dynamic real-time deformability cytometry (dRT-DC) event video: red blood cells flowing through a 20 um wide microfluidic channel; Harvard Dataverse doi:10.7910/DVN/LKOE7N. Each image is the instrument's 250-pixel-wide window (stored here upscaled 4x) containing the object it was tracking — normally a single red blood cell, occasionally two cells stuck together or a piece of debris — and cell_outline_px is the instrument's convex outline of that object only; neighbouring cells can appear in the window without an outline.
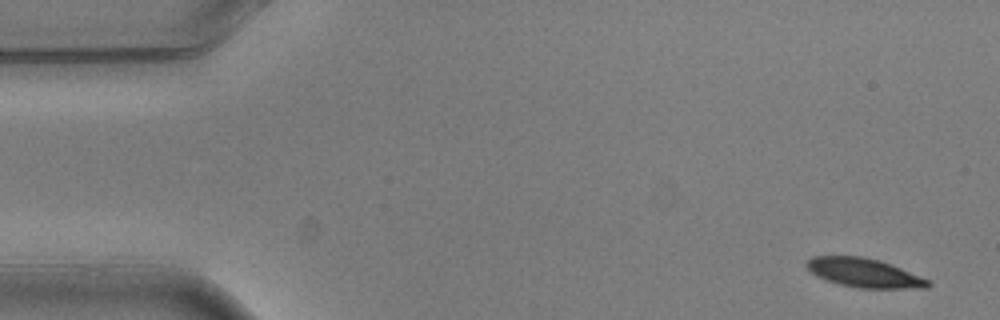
{"species": "common noctule bat (a hibernating species)", "species_latin": "Nyctalus noctula", "temperature_condition": "warm", "stored_images_in_passage": 4, "camera_frame_rate_fps": 3000, "um_per_image_px": 0.085, "animal": {"sex": "male", "body_mass_g": 20.5, "forearm_length_mm": 52.5}, "frame": {"image": 1, "passage_image": 1, "time_ms": 0.0, "image_size_px": [1000, 320], "cell_outline_px": [[932, 284], [928, 288], [860, 288], [840, 284], [824, 280], [816, 276], [804, 264], [812, 256], [864, 256], [880, 260], [920, 276], [928, 280]], "centroid_in_image_um": [73.43, 23.19], "position_along_channel_um": 11.6, "area_um2": 20.46}}
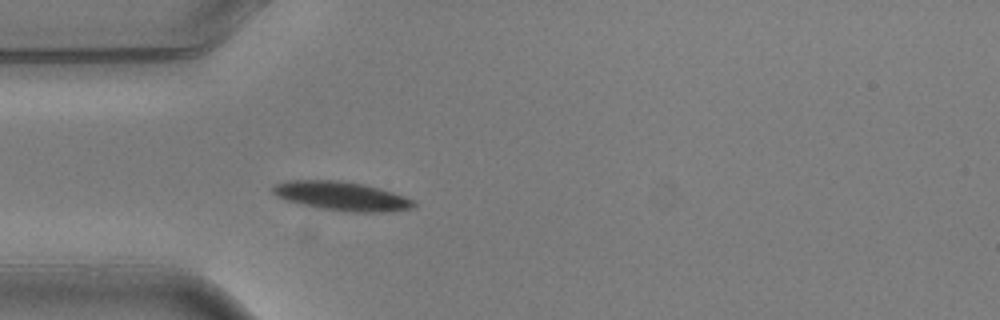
{"frame": {"image": 2, "passage_image": 4, "time_ms": 1.0, "image_size_px": [1000, 320], "cell_outline_px": [[416, 204], [412, 208], [380, 212], [348, 212], [316, 208], [300, 204], [276, 196], [272, 192], [272, 188], [276, 184], [284, 180], [340, 180], [364, 184], [380, 188], [404, 196], [412, 200]], "centroid_in_image_um": [29.0, 16.66], "position_along_channel_um": 56.0, "area_um2": 23.81}}